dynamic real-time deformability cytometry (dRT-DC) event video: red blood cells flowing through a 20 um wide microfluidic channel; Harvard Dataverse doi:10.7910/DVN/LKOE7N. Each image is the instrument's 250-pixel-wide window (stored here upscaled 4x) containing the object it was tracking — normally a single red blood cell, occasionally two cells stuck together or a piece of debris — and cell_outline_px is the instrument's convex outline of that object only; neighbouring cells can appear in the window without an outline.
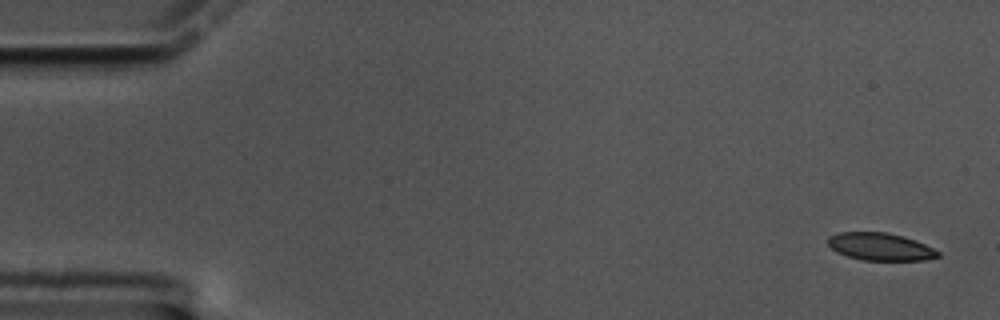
{"species": "common noctule bat (a hibernating species)", "species_latin": "Nyctalus noctula", "temperature_condition": "cold", "stored_images_in_passage": 58, "camera_frame_rate_fps": 3000, "um_per_image_px": 0.085, "animal": {"sex": "male", "body_mass_g": 17.5, "forearm_length_mm": 52.3}, "frame": {"image": 1, "passage_image": 1, "time_ms": 0.0, "image_size_px": [1000, 320], "cell_outline_px": [[940, 256], [924, 260], [864, 260], [848, 256], [836, 252], [828, 244], [828, 236], [840, 232], [888, 232], [904, 236], [916, 240], [940, 252]], "centroid_in_image_um": [74.83, 20.96], "position_along_channel_um": 10.2, "area_um2": 17.63}}
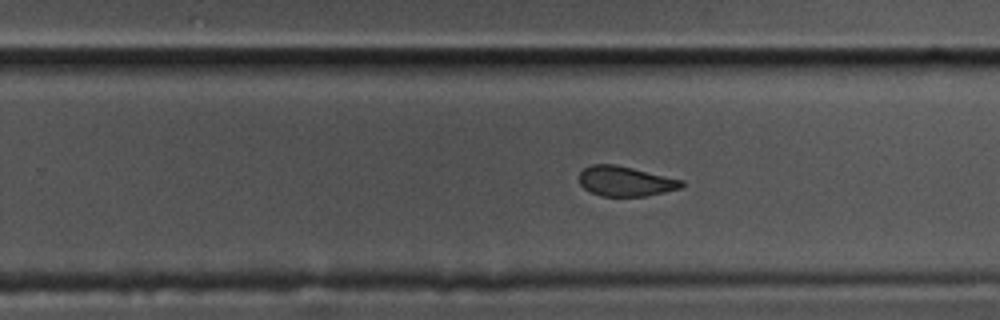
{"frame": {"image": 2, "passage_image": 36, "time_ms": 11.667, "image_size_px": [1000, 320], "cell_outline_px": [[684, 184], [680, 188], [664, 192], [644, 196], [600, 196], [584, 188], [580, 184], [580, 172], [584, 168], [592, 164], [616, 164], [684, 180]], "centroid_in_image_um": [53.16, 15.4], "position_along_channel_um": 276.6, "area_um2": 17.8}}
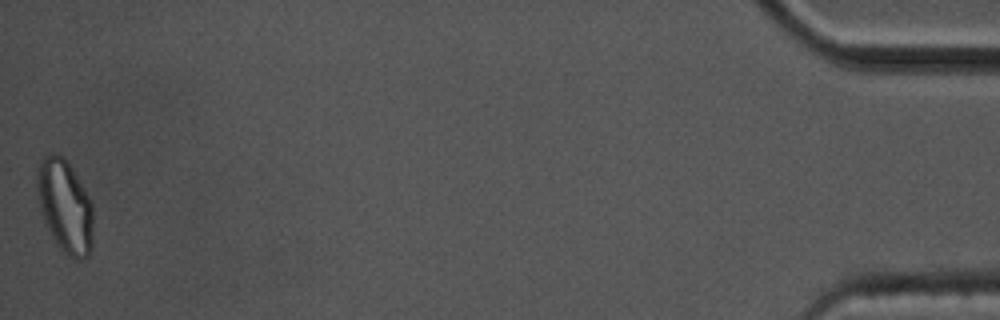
{"frame": {"image": 3, "passage_image": 58, "time_ms": 19.0, "image_size_px": [1000, 320], "cell_outline_px": [[92, 248], [88, 256], [84, 260], [76, 260], [64, 252], [56, 244], [44, 224], [40, 212], [36, 196], [36, 168], [40, 160], [48, 152], [52, 152], [64, 156], [72, 168], [84, 188], [92, 204]], "centroid_in_image_um": [5.48, 17.51], "position_along_channel_um": 429.7, "area_um2": 31.15}, "authors_computed_cell_mechanics": {"area_um2": 19.1607, "velocity_mm_per_s": 3.3871, "shape_relaxation_time_tau1_ms": null, "shape_relaxation_time_tau2_ms": 1.5983, "deformation_change_tau1": null, "deformation_change_tau2": 0.0677}}